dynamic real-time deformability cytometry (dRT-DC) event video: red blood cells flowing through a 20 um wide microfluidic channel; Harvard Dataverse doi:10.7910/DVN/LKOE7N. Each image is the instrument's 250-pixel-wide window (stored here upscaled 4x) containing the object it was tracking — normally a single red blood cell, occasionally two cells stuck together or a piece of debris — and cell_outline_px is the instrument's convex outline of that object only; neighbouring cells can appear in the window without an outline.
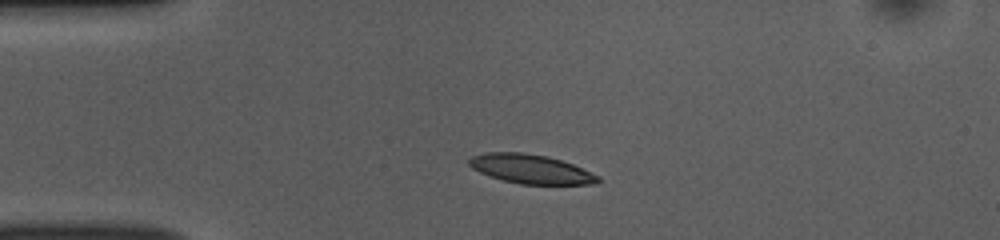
{"species": "common noctule bat (a hibernating species)", "species_latin": "Nyctalus noctula", "temperature_condition": "room temperature", "stored_images_in_passage": 41, "camera_frame_rate_fps": 3000, "um_per_image_px": 0.085, "animal": {"sex": "female", "body_mass_g": 10.0, "forearm_length_mm": 53.1}, "frame": {"image": 1, "passage_image": 1, "time_ms": 0.0, "image_size_px": [1000, 240], "cell_outline_px": [[600, 180], [596, 184], [520, 184], [504, 180], [480, 172], [472, 168], [468, 164], [468, 160], [472, 156], [484, 152], [524, 152], [548, 156], [572, 164], [600, 176]], "centroid_in_image_um": [45.11, 14.35], "position_along_channel_um": 39.9, "area_um2": 21.79}}
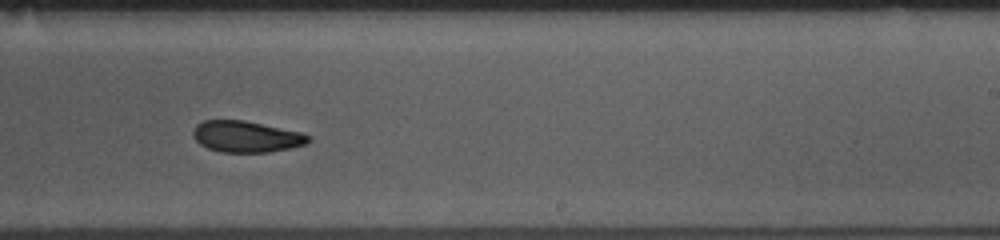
{"frame": {"image": 2, "passage_image": 21, "time_ms": 6.667, "image_size_px": [1000, 240], "cell_outline_px": [[312, 140], [308, 144], [292, 148], [268, 152], [220, 152], [208, 148], [200, 144], [192, 136], [192, 132], [196, 124], [204, 120], [244, 120], [300, 132], [308, 136]], "centroid_in_image_um": [20.92, 11.61], "position_along_channel_um": 268.1, "area_um2": 21.1}}
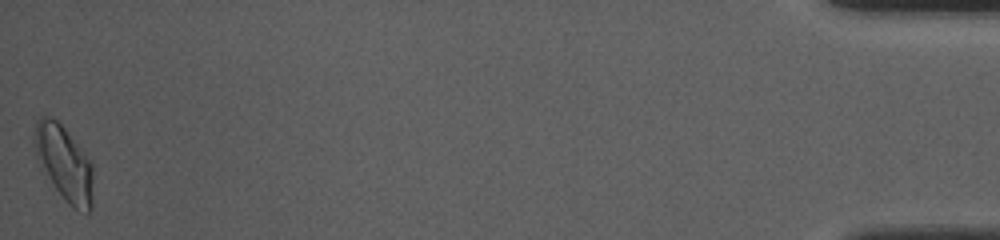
{"frame": {"image": 3, "passage_image": 41, "time_ms": 13.333, "image_size_px": [1000, 240], "cell_outline_px": [[92, 208], [88, 212], [72, 208], [48, 188], [40, 168], [36, 156], [32, 140], [36, 120], [40, 116], [48, 116], [56, 120], [64, 128], [92, 164]], "centroid_in_image_um": [5.37, 13.94], "position_along_channel_um": 429.8, "area_um2": 26.53}, "authors_computed_cell_mechanics": {"area_um2": 22.0218, "velocity_mm_per_s": 3.8258, "shape_relaxation_time_tau1_ms": 4.155, "shape_relaxation_time_tau2_ms": 3.4471, "deformation_change_tau1": 0.1104, "deformation_change_tau2": 0.0856}}